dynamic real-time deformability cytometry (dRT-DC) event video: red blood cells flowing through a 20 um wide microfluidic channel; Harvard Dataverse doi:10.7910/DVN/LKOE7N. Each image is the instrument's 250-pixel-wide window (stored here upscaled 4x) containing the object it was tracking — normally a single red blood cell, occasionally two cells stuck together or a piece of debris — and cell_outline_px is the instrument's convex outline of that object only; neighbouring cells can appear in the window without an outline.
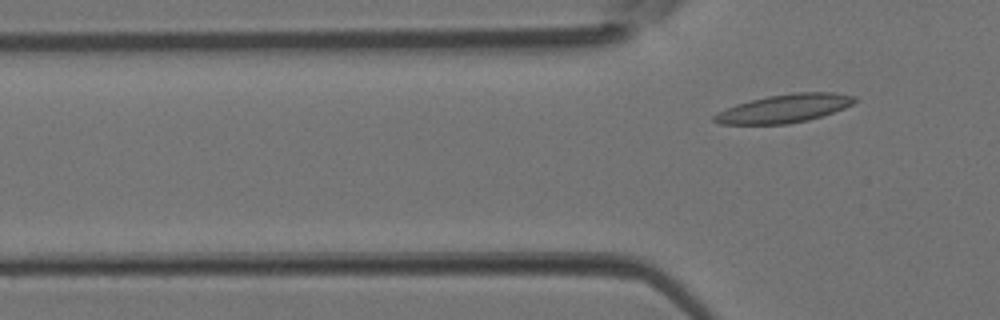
{"species": "Egyptian fruit bat (a non-hibernating species)", "species_latin": "Rousettus aegyptiacus", "temperature_condition": "room temperature", "stored_images_in_passage": 4, "camera_frame_rate_fps": 3000, "um_per_image_px": 0.085, "animal": {"sex": "female"}, "frame": {"image": 1, "passage_image": 4, "time_ms": 1.0, "image_size_px": [1000, 320], "cell_outline_px": [[860, 100], [844, 108], [808, 120], [788, 124], [720, 124], [712, 120], [712, 116], [716, 112], [736, 104], [768, 96], [792, 92], [836, 92], [856, 96]], "centroid_in_image_um": [66.68, 9.21], "position_along_channel_um": 59.1, "area_um2": 23.29}}